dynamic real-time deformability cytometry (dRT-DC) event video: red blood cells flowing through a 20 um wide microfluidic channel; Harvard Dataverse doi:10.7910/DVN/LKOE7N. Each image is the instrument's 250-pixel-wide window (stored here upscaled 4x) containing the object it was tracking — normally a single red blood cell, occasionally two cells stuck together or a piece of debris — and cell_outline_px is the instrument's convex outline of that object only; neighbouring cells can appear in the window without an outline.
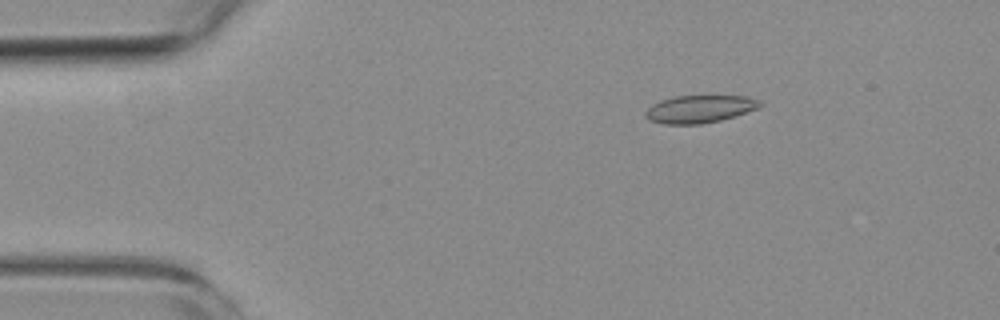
{"species": "common noctule bat (a hibernating species)", "species_latin": "Nyctalus noctula", "temperature_condition": "room temperature", "stored_images_in_passage": 4, "camera_frame_rate_fps": 3000, "um_per_image_px": 0.085, "animal": {"sex": "female", "body_mass_g": 19.3, "forearm_length_mm": 54.1}, "frame": {"image": 1, "passage_image": 2, "time_ms": 2.0, "image_size_px": [1000, 320], "cell_outline_px": [[764, 104], [756, 108], [720, 120], [700, 124], [664, 124], [648, 120], [644, 116], [644, 112], [652, 104], [660, 100], [676, 96], [748, 96], [760, 100]], "centroid_in_image_um": [59.42, 9.26], "position_along_channel_um": 25.6, "area_um2": 18.32}}